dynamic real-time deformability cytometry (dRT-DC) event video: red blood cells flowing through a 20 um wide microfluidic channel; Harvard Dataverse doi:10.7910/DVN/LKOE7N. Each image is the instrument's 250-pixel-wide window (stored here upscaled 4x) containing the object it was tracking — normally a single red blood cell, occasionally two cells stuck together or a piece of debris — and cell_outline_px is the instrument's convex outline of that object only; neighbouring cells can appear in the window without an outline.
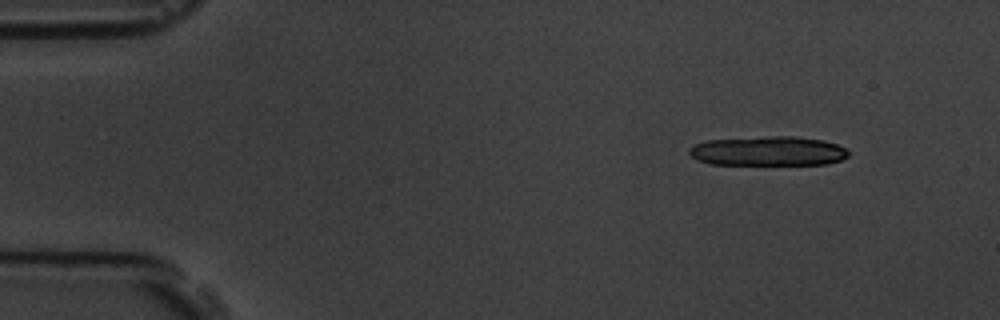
{"species": "common noctule bat (a hibernating species)", "species_latin": "Nyctalus noctula", "temperature_condition": "room temperature", "stored_images_in_passage": 14, "camera_frame_rate_fps": 3000, "um_per_image_px": 0.085, "animal": {"sex": "male", "body_mass_g": 19.5, "forearm_length_mm": 54.6}, "frame": {"image": 1, "passage_image": 1, "time_ms": 0.0, "image_size_px": [1000, 320], "cell_outline_px": [[848, 156], [840, 160], [828, 164], [712, 164], [700, 160], [692, 156], [688, 152], [688, 148], [692, 144], [708, 140], [772, 136], [792, 136], [824, 140], [836, 144], [844, 148], [848, 152]], "centroid_in_image_um": [65.28, 12.83], "position_along_channel_um": 19.7, "area_um2": 27.17}}
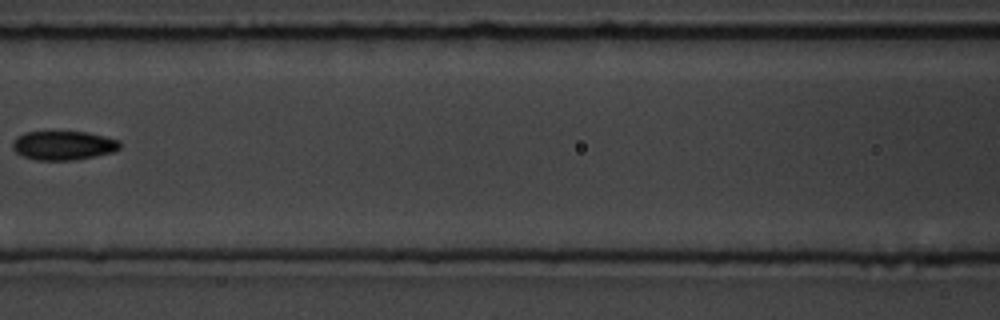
{"frame": {"image": 2, "passage_image": 6, "time_ms": 6.667, "image_size_px": [1000, 320], "cell_outline_px": [[120, 148], [112, 152], [96, 156], [72, 160], [36, 160], [24, 156], [16, 152], [12, 148], [12, 144], [16, 136], [24, 132], [88, 132], [120, 140]], "centroid_in_image_um": [5.38, 12.36], "position_along_channel_um": 161.2, "area_um2": 18.15}}
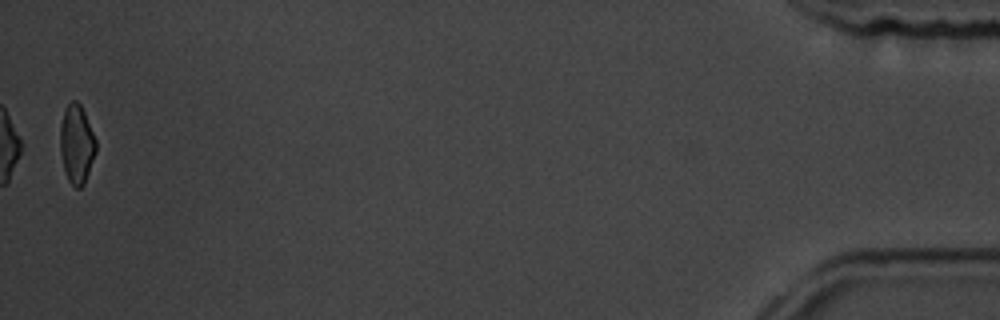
{"frame": {"image": 3, "passage_image": 14, "time_ms": 16.667, "image_size_px": [1000, 320], "cell_outline_px": [[96, 152], [84, 184], [80, 188], [76, 188], [68, 180], [64, 168], [60, 152], [60, 124], [64, 112], [68, 104], [72, 100], [76, 100], [80, 104], [84, 112], [96, 140]], "centroid_in_image_um": [6.51, 12.25], "position_along_channel_um": 428.7, "area_um2": 16.3}, "authors_computed_cell_mechanics": {"area_um2": 18.3804, "velocity_mm_per_s": 3.6339, "shape_relaxation_time_tau1_ms": 5.5436, "shape_relaxation_time_tau2_ms": 2.7828, "deformation_change_tau1": 0.1277, "deformation_change_tau2": 0.0884}}